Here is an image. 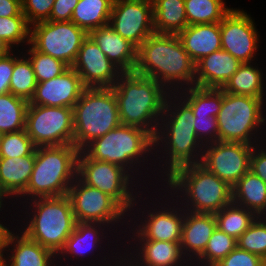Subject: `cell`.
I'll list each match as a JSON object with an SVG mask.
<instances>
[{
	"instance_id": "1",
	"label": "cell",
	"mask_w": 266,
	"mask_h": 266,
	"mask_svg": "<svg viewBox=\"0 0 266 266\" xmlns=\"http://www.w3.org/2000/svg\"><path fill=\"white\" fill-rule=\"evenodd\" d=\"M134 73L153 78L170 93L183 90V85L195 86V63L177 34L154 33L146 38L137 48Z\"/></svg>"
},
{
	"instance_id": "50",
	"label": "cell",
	"mask_w": 266,
	"mask_h": 266,
	"mask_svg": "<svg viewBox=\"0 0 266 266\" xmlns=\"http://www.w3.org/2000/svg\"><path fill=\"white\" fill-rule=\"evenodd\" d=\"M124 254H125V256L127 257V259H126V257H125V258H121V259L118 257V259H119L120 261L117 260V261L115 262L116 264H115L114 266H134V264L132 263V260L128 259V255H126V253H124ZM123 259H124V260H123ZM121 260H122V261H121ZM126 262H127V263H126ZM118 264H119V265H118ZM106 265H107V266H108V265H109V266H113V265H111V263H110V264H108V263L105 264V263H104V266H106Z\"/></svg>"
},
{
	"instance_id": "48",
	"label": "cell",
	"mask_w": 266,
	"mask_h": 266,
	"mask_svg": "<svg viewBox=\"0 0 266 266\" xmlns=\"http://www.w3.org/2000/svg\"><path fill=\"white\" fill-rule=\"evenodd\" d=\"M24 16L21 0H0V17Z\"/></svg>"
},
{
	"instance_id": "23",
	"label": "cell",
	"mask_w": 266,
	"mask_h": 266,
	"mask_svg": "<svg viewBox=\"0 0 266 266\" xmlns=\"http://www.w3.org/2000/svg\"><path fill=\"white\" fill-rule=\"evenodd\" d=\"M88 35L123 73L134 72L137 48L116 33L110 25L92 30Z\"/></svg>"
},
{
	"instance_id": "25",
	"label": "cell",
	"mask_w": 266,
	"mask_h": 266,
	"mask_svg": "<svg viewBox=\"0 0 266 266\" xmlns=\"http://www.w3.org/2000/svg\"><path fill=\"white\" fill-rule=\"evenodd\" d=\"M140 244L135 253L128 254V259L132 260L135 266H188L182 254L180 242L135 240ZM138 252V253H137ZM132 254H135L134 257ZM138 254V255H137ZM138 256V257H137ZM186 260V261H185ZM135 261V262H134ZM137 261V262H136ZM142 261V262H141ZM183 261V262H181Z\"/></svg>"
},
{
	"instance_id": "47",
	"label": "cell",
	"mask_w": 266,
	"mask_h": 266,
	"mask_svg": "<svg viewBox=\"0 0 266 266\" xmlns=\"http://www.w3.org/2000/svg\"><path fill=\"white\" fill-rule=\"evenodd\" d=\"M259 146L260 145L258 144L257 146H253L250 157V171L260 177L266 183V148Z\"/></svg>"
},
{
	"instance_id": "14",
	"label": "cell",
	"mask_w": 266,
	"mask_h": 266,
	"mask_svg": "<svg viewBox=\"0 0 266 266\" xmlns=\"http://www.w3.org/2000/svg\"><path fill=\"white\" fill-rule=\"evenodd\" d=\"M253 146L216 141L204 147L200 164L233 187L250 170Z\"/></svg>"
},
{
	"instance_id": "7",
	"label": "cell",
	"mask_w": 266,
	"mask_h": 266,
	"mask_svg": "<svg viewBox=\"0 0 266 266\" xmlns=\"http://www.w3.org/2000/svg\"><path fill=\"white\" fill-rule=\"evenodd\" d=\"M33 204H32V203ZM34 212L23 233L56 255L74 231L76 219L68 195L32 199ZM29 223V224H28Z\"/></svg>"
},
{
	"instance_id": "37",
	"label": "cell",
	"mask_w": 266,
	"mask_h": 266,
	"mask_svg": "<svg viewBox=\"0 0 266 266\" xmlns=\"http://www.w3.org/2000/svg\"><path fill=\"white\" fill-rule=\"evenodd\" d=\"M237 247V240L216 228L204 252L195 260L199 266H215ZM202 262V263H201Z\"/></svg>"
},
{
	"instance_id": "53",
	"label": "cell",
	"mask_w": 266,
	"mask_h": 266,
	"mask_svg": "<svg viewBox=\"0 0 266 266\" xmlns=\"http://www.w3.org/2000/svg\"><path fill=\"white\" fill-rule=\"evenodd\" d=\"M3 133L0 131V145H1V142H2V137H3Z\"/></svg>"
},
{
	"instance_id": "44",
	"label": "cell",
	"mask_w": 266,
	"mask_h": 266,
	"mask_svg": "<svg viewBox=\"0 0 266 266\" xmlns=\"http://www.w3.org/2000/svg\"><path fill=\"white\" fill-rule=\"evenodd\" d=\"M266 261L254 253L238 246L215 266H265Z\"/></svg>"
},
{
	"instance_id": "10",
	"label": "cell",
	"mask_w": 266,
	"mask_h": 266,
	"mask_svg": "<svg viewBox=\"0 0 266 266\" xmlns=\"http://www.w3.org/2000/svg\"><path fill=\"white\" fill-rule=\"evenodd\" d=\"M131 174L122 166L106 161H96L83 150L79 152L77 177L83 183L112 197L126 212L134 210V205L138 204L137 196L132 192L134 190L132 187L136 184L132 183Z\"/></svg>"
},
{
	"instance_id": "46",
	"label": "cell",
	"mask_w": 266,
	"mask_h": 266,
	"mask_svg": "<svg viewBox=\"0 0 266 266\" xmlns=\"http://www.w3.org/2000/svg\"><path fill=\"white\" fill-rule=\"evenodd\" d=\"M11 52L0 57V95L10 93V81L14 69V54Z\"/></svg>"
},
{
	"instance_id": "16",
	"label": "cell",
	"mask_w": 266,
	"mask_h": 266,
	"mask_svg": "<svg viewBox=\"0 0 266 266\" xmlns=\"http://www.w3.org/2000/svg\"><path fill=\"white\" fill-rule=\"evenodd\" d=\"M221 46L242 63H251L258 49L259 36L250 15L231 9L220 22Z\"/></svg>"
},
{
	"instance_id": "40",
	"label": "cell",
	"mask_w": 266,
	"mask_h": 266,
	"mask_svg": "<svg viewBox=\"0 0 266 266\" xmlns=\"http://www.w3.org/2000/svg\"><path fill=\"white\" fill-rule=\"evenodd\" d=\"M237 246L259 255L266 261V219L258 216L250 227L239 237Z\"/></svg>"
},
{
	"instance_id": "18",
	"label": "cell",
	"mask_w": 266,
	"mask_h": 266,
	"mask_svg": "<svg viewBox=\"0 0 266 266\" xmlns=\"http://www.w3.org/2000/svg\"><path fill=\"white\" fill-rule=\"evenodd\" d=\"M85 88L78 73L69 67L61 75L37 83L29 105L73 108Z\"/></svg>"
},
{
	"instance_id": "52",
	"label": "cell",
	"mask_w": 266,
	"mask_h": 266,
	"mask_svg": "<svg viewBox=\"0 0 266 266\" xmlns=\"http://www.w3.org/2000/svg\"><path fill=\"white\" fill-rule=\"evenodd\" d=\"M8 196L9 197H12L6 190H5V188H4V186L2 185V183H1V180H0V208H2V205H4L3 204V200L5 199V198H8ZM4 198V199H3Z\"/></svg>"
},
{
	"instance_id": "12",
	"label": "cell",
	"mask_w": 266,
	"mask_h": 266,
	"mask_svg": "<svg viewBox=\"0 0 266 266\" xmlns=\"http://www.w3.org/2000/svg\"><path fill=\"white\" fill-rule=\"evenodd\" d=\"M33 26V27H32ZM88 33L71 21H42L31 25L30 44L39 52L73 65Z\"/></svg>"
},
{
	"instance_id": "43",
	"label": "cell",
	"mask_w": 266,
	"mask_h": 266,
	"mask_svg": "<svg viewBox=\"0 0 266 266\" xmlns=\"http://www.w3.org/2000/svg\"><path fill=\"white\" fill-rule=\"evenodd\" d=\"M194 129L199 141L205 145L218 141V124L211 114H194ZM204 141V142H203Z\"/></svg>"
},
{
	"instance_id": "9",
	"label": "cell",
	"mask_w": 266,
	"mask_h": 266,
	"mask_svg": "<svg viewBox=\"0 0 266 266\" xmlns=\"http://www.w3.org/2000/svg\"><path fill=\"white\" fill-rule=\"evenodd\" d=\"M263 101L262 98L235 95L223 90L221 109L216 117L218 141L257 145L258 138L254 132H258L257 129H261L266 120L262 111L265 106Z\"/></svg>"
},
{
	"instance_id": "45",
	"label": "cell",
	"mask_w": 266,
	"mask_h": 266,
	"mask_svg": "<svg viewBox=\"0 0 266 266\" xmlns=\"http://www.w3.org/2000/svg\"><path fill=\"white\" fill-rule=\"evenodd\" d=\"M79 0H55L48 21H71L74 8Z\"/></svg>"
},
{
	"instance_id": "32",
	"label": "cell",
	"mask_w": 266,
	"mask_h": 266,
	"mask_svg": "<svg viewBox=\"0 0 266 266\" xmlns=\"http://www.w3.org/2000/svg\"><path fill=\"white\" fill-rule=\"evenodd\" d=\"M182 91L176 94L191 107L193 114H211L212 117H217L223 101L222 88L192 86Z\"/></svg>"
},
{
	"instance_id": "30",
	"label": "cell",
	"mask_w": 266,
	"mask_h": 266,
	"mask_svg": "<svg viewBox=\"0 0 266 266\" xmlns=\"http://www.w3.org/2000/svg\"><path fill=\"white\" fill-rule=\"evenodd\" d=\"M112 0H79L73 10L71 22L87 33L109 25Z\"/></svg>"
},
{
	"instance_id": "41",
	"label": "cell",
	"mask_w": 266,
	"mask_h": 266,
	"mask_svg": "<svg viewBox=\"0 0 266 266\" xmlns=\"http://www.w3.org/2000/svg\"><path fill=\"white\" fill-rule=\"evenodd\" d=\"M36 150L35 144L26 133L25 129L6 133L0 145V157L15 158L31 155Z\"/></svg>"
},
{
	"instance_id": "51",
	"label": "cell",
	"mask_w": 266,
	"mask_h": 266,
	"mask_svg": "<svg viewBox=\"0 0 266 266\" xmlns=\"http://www.w3.org/2000/svg\"><path fill=\"white\" fill-rule=\"evenodd\" d=\"M10 51H12V49L9 45L0 38V57L7 55Z\"/></svg>"
},
{
	"instance_id": "28",
	"label": "cell",
	"mask_w": 266,
	"mask_h": 266,
	"mask_svg": "<svg viewBox=\"0 0 266 266\" xmlns=\"http://www.w3.org/2000/svg\"><path fill=\"white\" fill-rule=\"evenodd\" d=\"M103 226H107L108 228V225L103 223L77 222L74 231L66 240L64 247L57 254V256L63 254L59 256L60 258L58 259L61 260V257H66L67 254H71L73 258L76 256V259L79 257L82 259L85 255V257H87V254H89L91 250L94 252V250L98 248V245L101 244L100 240L103 239V231L105 230V228L102 229Z\"/></svg>"
},
{
	"instance_id": "33",
	"label": "cell",
	"mask_w": 266,
	"mask_h": 266,
	"mask_svg": "<svg viewBox=\"0 0 266 266\" xmlns=\"http://www.w3.org/2000/svg\"><path fill=\"white\" fill-rule=\"evenodd\" d=\"M217 228L236 240L250 227L258 217L253 211L233 202L214 214Z\"/></svg>"
},
{
	"instance_id": "24",
	"label": "cell",
	"mask_w": 266,
	"mask_h": 266,
	"mask_svg": "<svg viewBox=\"0 0 266 266\" xmlns=\"http://www.w3.org/2000/svg\"><path fill=\"white\" fill-rule=\"evenodd\" d=\"M177 36L195 64L209 54L222 49L220 22L188 25Z\"/></svg>"
},
{
	"instance_id": "5",
	"label": "cell",
	"mask_w": 266,
	"mask_h": 266,
	"mask_svg": "<svg viewBox=\"0 0 266 266\" xmlns=\"http://www.w3.org/2000/svg\"><path fill=\"white\" fill-rule=\"evenodd\" d=\"M80 150L74 145L36 147L35 164L26 190L19 197H58L68 194L77 177Z\"/></svg>"
},
{
	"instance_id": "13",
	"label": "cell",
	"mask_w": 266,
	"mask_h": 266,
	"mask_svg": "<svg viewBox=\"0 0 266 266\" xmlns=\"http://www.w3.org/2000/svg\"><path fill=\"white\" fill-rule=\"evenodd\" d=\"M67 195L76 222L103 223L109 227L126 219L124 215L128 214L112 197L83 183L78 177L69 187Z\"/></svg>"
},
{
	"instance_id": "26",
	"label": "cell",
	"mask_w": 266,
	"mask_h": 266,
	"mask_svg": "<svg viewBox=\"0 0 266 266\" xmlns=\"http://www.w3.org/2000/svg\"><path fill=\"white\" fill-rule=\"evenodd\" d=\"M35 164V151L28 156L0 157V180L5 190L19 197L27 187Z\"/></svg>"
},
{
	"instance_id": "2",
	"label": "cell",
	"mask_w": 266,
	"mask_h": 266,
	"mask_svg": "<svg viewBox=\"0 0 266 266\" xmlns=\"http://www.w3.org/2000/svg\"><path fill=\"white\" fill-rule=\"evenodd\" d=\"M175 94V92L170 93L166 99L164 112L160 118L161 123L154 137V147H156L154 151L162 148V152L165 151L163 154L167 155L164 162L166 166L162 164L165 177L170 176L181 166L200 163L204 150V144L195 134L193 126L195 116L191 107ZM160 141L162 145L164 144V148L161 147ZM163 166L167 168L164 169Z\"/></svg>"
},
{
	"instance_id": "3",
	"label": "cell",
	"mask_w": 266,
	"mask_h": 266,
	"mask_svg": "<svg viewBox=\"0 0 266 266\" xmlns=\"http://www.w3.org/2000/svg\"><path fill=\"white\" fill-rule=\"evenodd\" d=\"M112 89L121 124L142 128L155 137L170 93L153 78L134 72L122 73Z\"/></svg>"
},
{
	"instance_id": "11",
	"label": "cell",
	"mask_w": 266,
	"mask_h": 266,
	"mask_svg": "<svg viewBox=\"0 0 266 266\" xmlns=\"http://www.w3.org/2000/svg\"><path fill=\"white\" fill-rule=\"evenodd\" d=\"M25 131L36 147L73 145V108L28 105Z\"/></svg>"
},
{
	"instance_id": "21",
	"label": "cell",
	"mask_w": 266,
	"mask_h": 266,
	"mask_svg": "<svg viewBox=\"0 0 266 266\" xmlns=\"http://www.w3.org/2000/svg\"><path fill=\"white\" fill-rule=\"evenodd\" d=\"M216 228L217 222L214 214L193 213L184 210L180 246L187 262L191 261L190 266L194 264L196 266L195 260L204 252L208 240ZM191 259H194V263Z\"/></svg>"
},
{
	"instance_id": "27",
	"label": "cell",
	"mask_w": 266,
	"mask_h": 266,
	"mask_svg": "<svg viewBox=\"0 0 266 266\" xmlns=\"http://www.w3.org/2000/svg\"><path fill=\"white\" fill-rule=\"evenodd\" d=\"M234 204L253 211L257 216L266 214V183L252 171H248L232 187Z\"/></svg>"
},
{
	"instance_id": "6",
	"label": "cell",
	"mask_w": 266,
	"mask_h": 266,
	"mask_svg": "<svg viewBox=\"0 0 266 266\" xmlns=\"http://www.w3.org/2000/svg\"><path fill=\"white\" fill-rule=\"evenodd\" d=\"M73 119V145L80 151L121 125L112 87L85 88L73 107Z\"/></svg>"
},
{
	"instance_id": "22",
	"label": "cell",
	"mask_w": 266,
	"mask_h": 266,
	"mask_svg": "<svg viewBox=\"0 0 266 266\" xmlns=\"http://www.w3.org/2000/svg\"><path fill=\"white\" fill-rule=\"evenodd\" d=\"M241 64L227 51H215L195 64V86L223 88Z\"/></svg>"
},
{
	"instance_id": "49",
	"label": "cell",
	"mask_w": 266,
	"mask_h": 266,
	"mask_svg": "<svg viewBox=\"0 0 266 266\" xmlns=\"http://www.w3.org/2000/svg\"><path fill=\"white\" fill-rule=\"evenodd\" d=\"M0 211H2L1 208H0ZM8 229L9 228L4 226V224L2 225L0 223V258H1L3 251H4V248H3L4 247V238H5V234H6Z\"/></svg>"
},
{
	"instance_id": "20",
	"label": "cell",
	"mask_w": 266,
	"mask_h": 266,
	"mask_svg": "<svg viewBox=\"0 0 266 266\" xmlns=\"http://www.w3.org/2000/svg\"><path fill=\"white\" fill-rule=\"evenodd\" d=\"M9 229L7 230L4 238V250L13 246L10 250L11 255L6 259L4 252L1 255L0 261L3 266H55L57 255L50 249L41 246L36 241L30 239L23 232L16 235ZM12 250V251H11ZM55 257V258H54ZM7 260V261H6ZM7 262L9 264H7ZM53 262V263H52ZM52 264V265H51ZM54 264V265H53Z\"/></svg>"
},
{
	"instance_id": "38",
	"label": "cell",
	"mask_w": 266,
	"mask_h": 266,
	"mask_svg": "<svg viewBox=\"0 0 266 266\" xmlns=\"http://www.w3.org/2000/svg\"><path fill=\"white\" fill-rule=\"evenodd\" d=\"M30 46L27 53L30 55L28 58L32 64L37 83L57 77L69 68L63 61L37 51L31 44Z\"/></svg>"
},
{
	"instance_id": "15",
	"label": "cell",
	"mask_w": 266,
	"mask_h": 266,
	"mask_svg": "<svg viewBox=\"0 0 266 266\" xmlns=\"http://www.w3.org/2000/svg\"><path fill=\"white\" fill-rule=\"evenodd\" d=\"M109 25L138 48L154 34L152 0H118L113 3Z\"/></svg>"
},
{
	"instance_id": "19",
	"label": "cell",
	"mask_w": 266,
	"mask_h": 266,
	"mask_svg": "<svg viewBox=\"0 0 266 266\" xmlns=\"http://www.w3.org/2000/svg\"><path fill=\"white\" fill-rule=\"evenodd\" d=\"M158 208L159 210L157 208L152 209V212L145 210L148 215L144 217L145 220L142 219L140 221L138 229H131L133 231L132 234H134L132 237L136 234L134 240L136 238L137 240L180 242L184 221V209L182 207H168L169 209L167 207Z\"/></svg>"
},
{
	"instance_id": "35",
	"label": "cell",
	"mask_w": 266,
	"mask_h": 266,
	"mask_svg": "<svg viewBox=\"0 0 266 266\" xmlns=\"http://www.w3.org/2000/svg\"><path fill=\"white\" fill-rule=\"evenodd\" d=\"M184 3L188 25L219 23L232 9L223 0H184Z\"/></svg>"
},
{
	"instance_id": "4",
	"label": "cell",
	"mask_w": 266,
	"mask_h": 266,
	"mask_svg": "<svg viewBox=\"0 0 266 266\" xmlns=\"http://www.w3.org/2000/svg\"><path fill=\"white\" fill-rule=\"evenodd\" d=\"M164 181L166 189L183 192L180 205L189 212L215 214L233 202L232 187L200 163L181 166Z\"/></svg>"
},
{
	"instance_id": "39",
	"label": "cell",
	"mask_w": 266,
	"mask_h": 266,
	"mask_svg": "<svg viewBox=\"0 0 266 266\" xmlns=\"http://www.w3.org/2000/svg\"><path fill=\"white\" fill-rule=\"evenodd\" d=\"M31 25L25 16L0 17V38L12 49L27 41L30 44Z\"/></svg>"
},
{
	"instance_id": "34",
	"label": "cell",
	"mask_w": 266,
	"mask_h": 266,
	"mask_svg": "<svg viewBox=\"0 0 266 266\" xmlns=\"http://www.w3.org/2000/svg\"><path fill=\"white\" fill-rule=\"evenodd\" d=\"M29 102L12 93L0 95V131L3 134L25 129Z\"/></svg>"
},
{
	"instance_id": "42",
	"label": "cell",
	"mask_w": 266,
	"mask_h": 266,
	"mask_svg": "<svg viewBox=\"0 0 266 266\" xmlns=\"http://www.w3.org/2000/svg\"><path fill=\"white\" fill-rule=\"evenodd\" d=\"M55 0H21L22 13L30 25L47 21Z\"/></svg>"
},
{
	"instance_id": "36",
	"label": "cell",
	"mask_w": 266,
	"mask_h": 266,
	"mask_svg": "<svg viewBox=\"0 0 266 266\" xmlns=\"http://www.w3.org/2000/svg\"><path fill=\"white\" fill-rule=\"evenodd\" d=\"M23 56L19 58L14 55L10 93L29 102L34 95L37 81L29 58Z\"/></svg>"
},
{
	"instance_id": "17",
	"label": "cell",
	"mask_w": 266,
	"mask_h": 266,
	"mask_svg": "<svg viewBox=\"0 0 266 266\" xmlns=\"http://www.w3.org/2000/svg\"><path fill=\"white\" fill-rule=\"evenodd\" d=\"M86 88L113 87L123 73L88 35L71 66Z\"/></svg>"
},
{
	"instance_id": "8",
	"label": "cell",
	"mask_w": 266,
	"mask_h": 266,
	"mask_svg": "<svg viewBox=\"0 0 266 266\" xmlns=\"http://www.w3.org/2000/svg\"><path fill=\"white\" fill-rule=\"evenodd\" d=\"M153 149L154 137L148 131L121 124L94 139L83 151L93 160L114 163L136 174L137 164L141 167V162L144 164L146 160L145 155L148 156Z\"/></svg>"
},
{
	"instance_id": "29",
	"label": "cell",
	"mask_w": 266,
	"mask_h": 266,
	"mask_svg": "<svg viewBox=\"0 0 266 266\" xmlns=\"http://www.w3.org/2000/svg\"><path fill=\"white\" fill-rule=\"evenodd\" d=\"M154 31L178 34L188 26L184 0H152Z\"/></svg>"
},
{
	"instance_id": "31",
	"label": "cell",
	"mask_w": 266,
	"mask_h": 266,
	"mask_svg": "<svg viewBox=\"0 0 266 266\" xmlns=\"http://www.w3.org/2000/svg\"><path fill=\"white\" fill-rule=\"evenodd\" d=\"M262 75L261 70L252 66L251 63H242L222 89L226 93L253 96L264 100L266 94L263 92L265 85Z\"/></svg>"
}]
</instances>
